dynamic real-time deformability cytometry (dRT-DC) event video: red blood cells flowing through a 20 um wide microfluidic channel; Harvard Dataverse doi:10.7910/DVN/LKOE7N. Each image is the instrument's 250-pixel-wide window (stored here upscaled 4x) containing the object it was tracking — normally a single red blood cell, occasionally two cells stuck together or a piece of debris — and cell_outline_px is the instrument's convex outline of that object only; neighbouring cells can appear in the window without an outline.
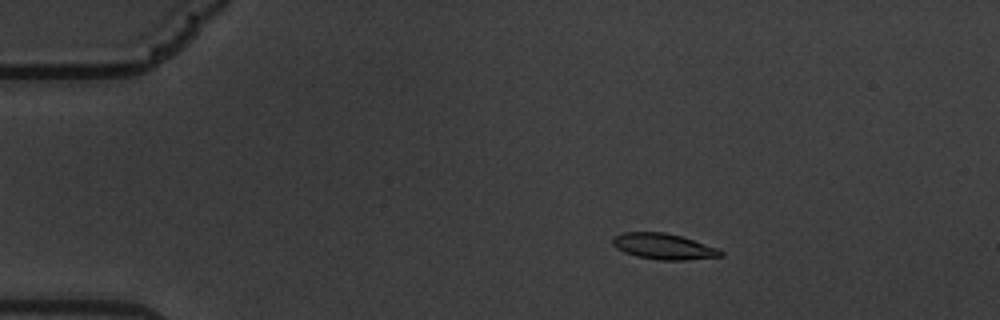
{"species": "common noctule bat (a hibernating species)", "species_latin": "Nyctalus noctula", "temperature_condition": "warm", "stored_images_in_passage": 50, "camera_frame_rate_fps": 3000, "um_per_image_px": 0.085, "animal": {"sex": "male", "body_mass_g": 19.5, "forearm_length_mm": 54.6}, "frame": {"image": 1, "passage_image": 1, "time_ms": 0.0, "image_size_px": [1000, 320], "cell_outline_px": [[724, 256], [684, 260], [660, 260], [636, 256], [624, 252], [616, 248], [612, 244], [612, 240], [616, 236], [624, 232], [664, 232], [680, 236], [720, 248], [724, 252]], "centroid_in_image_um": [56.44, 20.95], "position_along_channel_um": 28.6, "area_um2": 16.3}}
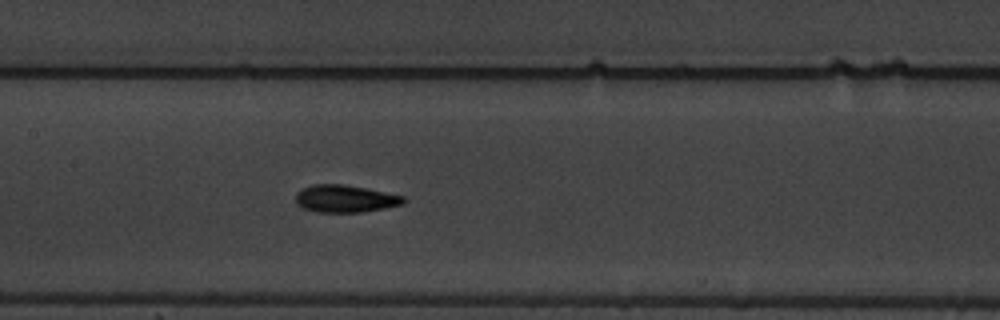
{"frame": {"image": 2, "passage_image": 20, "time_ms": 6.333, "image_size_px": [1000, 320], "cell_outline_px": [[408, 200], [404, 204], [384, 208], [360, 212], [316, 212], [304, 208], [296, 200], [296, 192], [312, 184], [344, 184], [368, 188], [404, 196]], "centroid_in_image_um": [29.39, 16.88], "position_along_channel_um": 178.0, "area_um2": 17.22}}
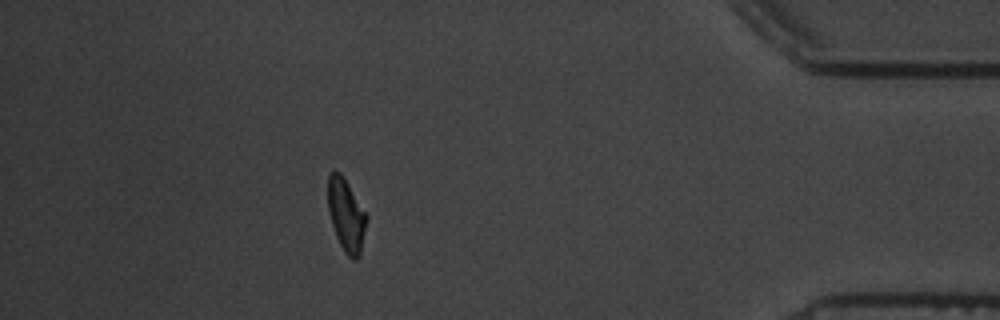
{"frame": {"image": 3, "passage_image": 44, "time_ms": 14.333, "image_size_px": [1000, 320], "cell_outline_px": [[368, 220], [360, 256], [356, 260], [352, 260], [344, 252], [336, 236], [332, 224], [328, 208], [328, 172], [340, 172], [348, 184], [368, 216]], "centroid_in_image_um": [29.45, 18.32], "position_along_channel_um": 405.8, "area_um2": 16.42}, "authors_computed_cell_mechanics": {"area_um2": 16.5886, "velocity_mm_per_s": 3.3936, "shape_relaxation_time_tau1_ms": 3.5551, "shape_relaxation_time_tau2_ms": 2.2288, "deformation_change_tau1": 0.193, "deformation_change_tau2": 0.0919}}